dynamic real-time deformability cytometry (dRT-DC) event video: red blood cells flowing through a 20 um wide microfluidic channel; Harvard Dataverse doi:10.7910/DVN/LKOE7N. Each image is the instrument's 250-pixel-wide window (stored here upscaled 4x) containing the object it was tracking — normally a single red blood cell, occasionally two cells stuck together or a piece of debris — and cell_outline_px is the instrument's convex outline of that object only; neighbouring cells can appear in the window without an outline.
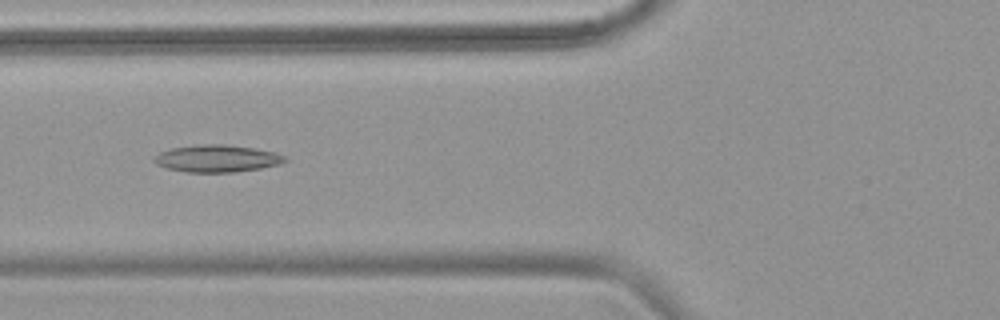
{"species": "common noctule bat (a hibernating species)", "species_latin": "Nyctalus noctula", "temperature_condition": "warm", "stored_images_in_passage": 53, "camera_frame_rate_fps": 3000, "um_per_image_px": 0.085, "animal": {"sex": "female", "body_mass_g": 18.4}, "frame": {"image": 1, "passage_image": 21, "time_ms": 6.667, "image_size_px": [1000, 320], "cell_outline_px": [[288, 160], [280, 164], [260, 168], [236, 172], [184, 172], [164, 168], [156, 164], [152, 160], [160, 152], [172, 148], [200, 144], [224, 144], [252, 148], [272, 152], [284, 156]], "centroid_in_image_um": [18.4, 13.48], "position_along_channel_um": 107.4, "area_um2": 20.63}}
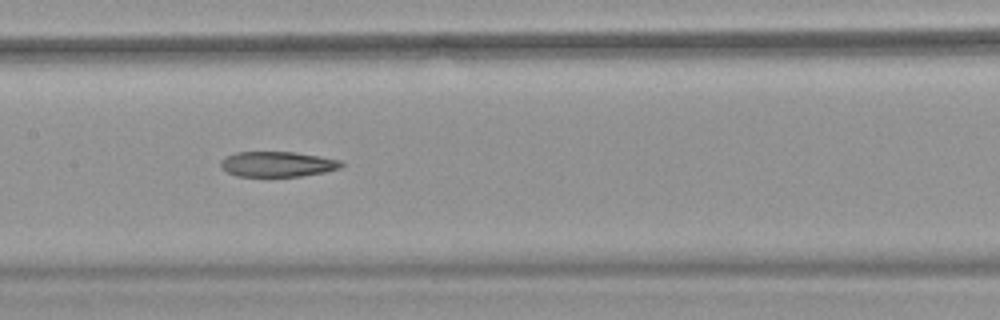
{"frame": {"image": 2, "passage_image": 27, "time_ms": 8.667, "image_size_px": [1000, 320], "cell_outline_px": [[344, 164], [340, 168], [324, 172], [300, 176], [236, 176], [220, 168], [220, 160], [236, 152], [296, 152], [320, 156], [340, 160]], "centroid_in_image_um": [23.58, 13.95], "position_along_channel_um": 183.8, "area_um2": 17.74}}
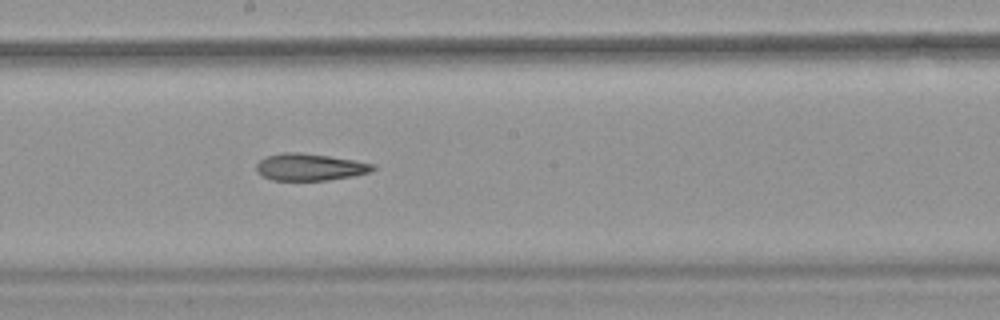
{"frame": {"image": 3, "passage_image": 30, "time_ms": 9.667, "image_size_px": [1000, 320], "cell_outline_px": [[376, 168], [368, 172], [352, 176], [328, 180], [272, 180], [256, 172], [256, 164], [260, 160], [268, 156], [284, 152], [300, 152], [328, 156], [376, 164]], "centroid_in_image_um": [26.32, 14.2], "position_along_channel_um": 221.9, "area_um2": 18.15}, "authors_computed_cell_mechanics": {"area_um2": 21.9062, "velocity_mm_per_s": 3.8175, "shape_relaxation_time_tau1_ms": null, "shape_relaxation_time_tau2_ms": 8.3861, "deformation_change_tau1": null, "deformation_change_tau2": 0.216}}